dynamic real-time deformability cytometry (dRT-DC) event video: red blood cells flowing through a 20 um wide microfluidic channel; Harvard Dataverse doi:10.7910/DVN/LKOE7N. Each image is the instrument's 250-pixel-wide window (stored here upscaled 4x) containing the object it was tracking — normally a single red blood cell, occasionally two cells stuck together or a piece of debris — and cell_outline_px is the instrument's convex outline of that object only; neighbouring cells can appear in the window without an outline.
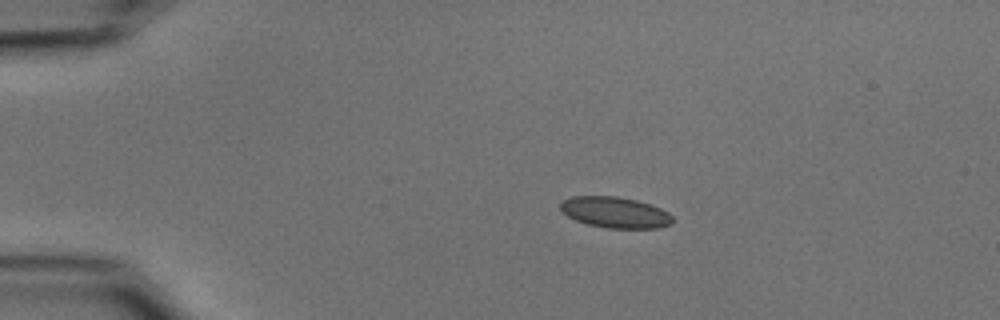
{"species": "common noctule bat (a hibernating species)", "species_latin": "Nyctalus noctula", "temperature_condition": "cold", "stored_images_in_passage": 45, "camera_frame_rate_fps": 3000, "um_per_image_px": 0.085, "animal": {"sex": "male", "body_mass_g": 15.6}, "frame": {"image": 1, "passage_image": 1, "time_ms": 0.0, "image_size_px": [1000, 320], "cell_outline_px": [[672, 224], [660, 228], [608, 228], [588, 224], [576, 220], [568, 216], [560, 208], [560, 200], [572, 196], [616, 196], [636, 200], [660, 208], [668, 212], [672, 216]], "centroid_in_image_um": [52.28, 18.05], "position_along_channel_um": 32.7, "area_um2": 20.23}}
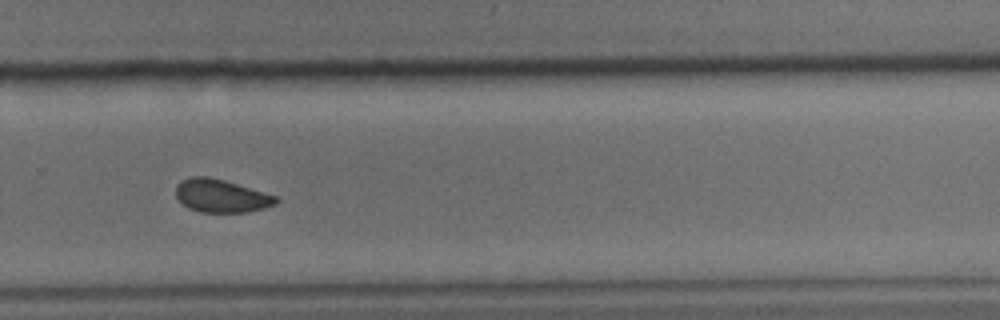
{"frame": {"image": 2, "passage_image": 28, "time_ms": 9.0, "image_size_px": [1000, 320], "cell_outline_px": [[280, 200], [276, 204], [264, 208], [248, 212], [200, 212], [188, 208], [176, 196], [176, 184], [180, 180], [192, 176], [208, 176], [224, 180], [264, 192], [276, 196]], "centroid_in_image_um": [18.79, 16.64], "position_along_channel_um": 311.0, "area_um2": 19.31}}
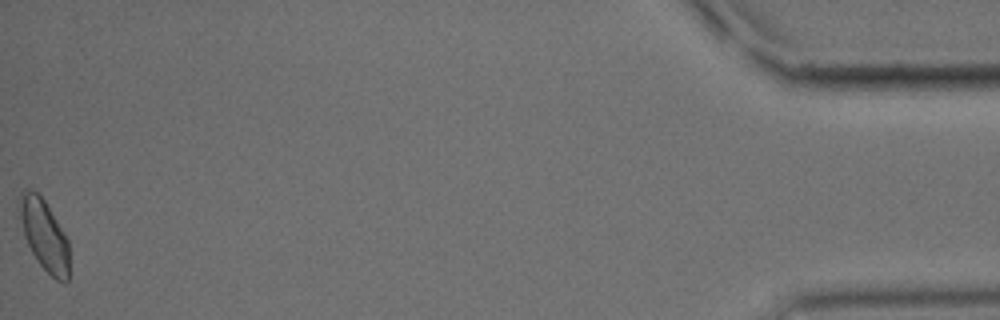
{"frame": {"image": 3, "passage_image": 45, "time_ms": 14.667, "image_size_px": [1000, 320], "cell_outline_px": [[68, 280], [64, 284], [56, 280], [40, 264], [32, 252], [24, 236], [20, 216], [20, 192], [24, 188], [36, 192], [44, 200], [68, 240]], "centroid_in_image_um": [3.76, 19.99], "position_along_channel_um": 431.4, "area_um2": 20.0}, "authors_computed_cell_mechanics": {"area_um2": 20.0566, "velocity_mm_per_s": 3.6891, "shape_relaxation_time_tau1_ms": 7.8842, "shape_relaxation_time_tau2_ms": 3.0155, "deformation_change_tau1": 0.1099, "deformation_change_tau2": 0.079}}